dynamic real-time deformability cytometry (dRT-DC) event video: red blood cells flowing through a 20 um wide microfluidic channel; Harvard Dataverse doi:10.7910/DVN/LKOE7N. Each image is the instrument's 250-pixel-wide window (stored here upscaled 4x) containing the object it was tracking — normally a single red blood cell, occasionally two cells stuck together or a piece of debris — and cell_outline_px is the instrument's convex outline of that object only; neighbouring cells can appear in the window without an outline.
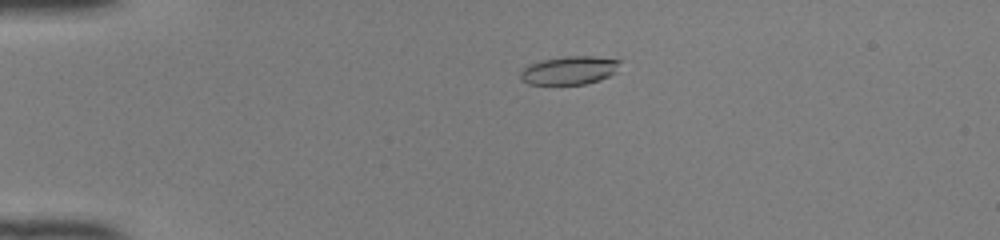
{"species": "common noctule bat (a hibernating species)", "species_latin": "Nyctalus noctula", "temperature_condition": "room temperature", "stored_images_in_passage": 39, "camera_frame_rate_fps": 3000, "um_per_image_px": 0.085, "animal": {"sex": "female", "body_mass_g": 22.0, "forearm_length_mm": 56.7}, "frame": {"image": 1, "passage_image": 1, "time_ms": 0.0, "image_size_px": [1000, 240], "cell_outline_px": [[624, 60], [616, 72], [600, 80], [584, 84], [528, 84], [520, 80], [520, 72], [528, 64], [540, 60], [564, 56], [592, 56]], "centroid_in_image_um": [48.41, 5.97], "position_along_channel_um": 36.6, "area_um2": 16.7}}
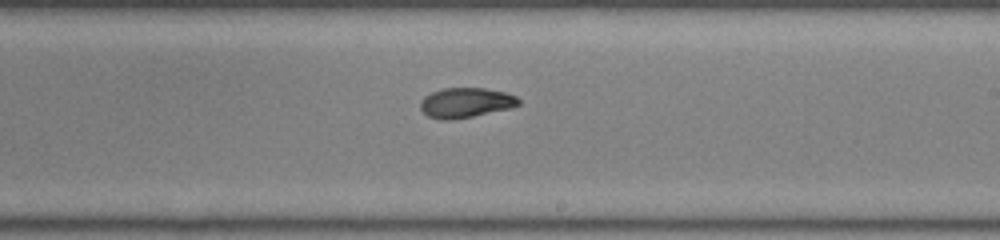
{"frame": {"image": 2, "passage_image": 20, "time_ms": 6.333, "image_size_px": [1000, 240], "cell_outline_px": [[520, 104], [508, 108], [472, 116], [448, 120], [440, 120], [428, 116], [420, 108], [420, 100], [424, 96], [432, 92], [444, 88], [484, 88], [504, 92], [516, 96], [520, 100]], "centroid_in_image_um": [39.55, 8.72], "position_along_channel_um": 249.5, "area_um2": 16.94}}
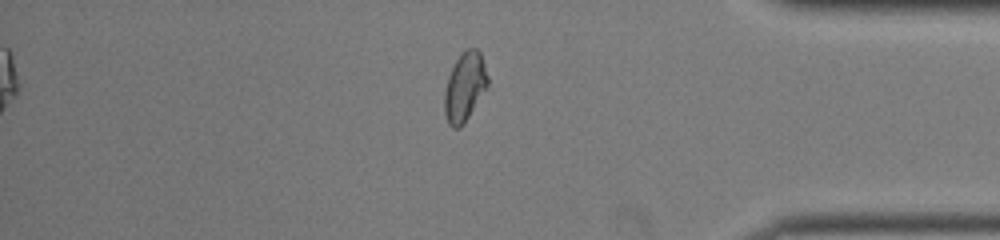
{"frame": {"image": 3, "passage_image": 32, "time_ms": 10.333, "image_size_px": [1000, 240], "cell_outline_px": [[488, 84], [464, 124], [460, 128], [452, 128], [448, 124], [444, 112], [444, 92], [448, 76], [456, 60], [468, 48], [476, 48], [480, 52], [488, 76]], "centroid_in_image_um": [39.48, 7.41], "position_along_channel_um": 395.7, "area_um2": 17.17}, "authors_computed_cell_mechanics": {"area_um2": 17.2244, "velocity_mm_per_s": 4.1466, "shape_relaxation_time_tau1_ms": 9.1593, "shape_relaxation_time_tau2_ms": 2.0229, "deformation_change_tau1": 0.2619, "deformation_change_tau2": 0.0744}}